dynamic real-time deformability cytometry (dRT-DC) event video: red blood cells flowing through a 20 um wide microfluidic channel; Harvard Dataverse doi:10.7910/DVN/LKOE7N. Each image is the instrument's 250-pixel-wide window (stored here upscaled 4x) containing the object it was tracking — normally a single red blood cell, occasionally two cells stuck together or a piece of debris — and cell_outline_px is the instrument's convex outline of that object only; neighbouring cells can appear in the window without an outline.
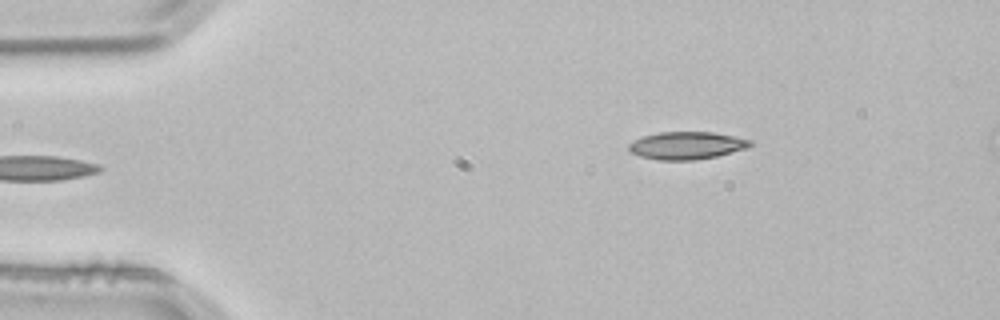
{"species": "common noctule bat (a hibernating species)", "species_latin": "Nyctalus noctula", "temperature_condition": "room temperature", "stored_images_in_passage": 3, "camera_frame_rate_fps": 3000, "um_per_image_px": 0.085, "animal": {"sex": "male", "body_mass_g": 21.5, "forearm_length_mm": 52.0}, "frame": {"image": 1, "passage_image": 3, "time_ms": 0.667, "image_size_px": [1000, 320], "cell_outline_px": [[756, 144], [748, 148], [716, 156], [696, 160], [656, 160], [640, 156], [628, 152], [628, 144], [644, 136], [660, 132], [712, 132], [752, 140]], "centroid_in_image_um": [58.38, 12.37], "position_along_channel_um": 26.6, "area_um2": 19.59}}